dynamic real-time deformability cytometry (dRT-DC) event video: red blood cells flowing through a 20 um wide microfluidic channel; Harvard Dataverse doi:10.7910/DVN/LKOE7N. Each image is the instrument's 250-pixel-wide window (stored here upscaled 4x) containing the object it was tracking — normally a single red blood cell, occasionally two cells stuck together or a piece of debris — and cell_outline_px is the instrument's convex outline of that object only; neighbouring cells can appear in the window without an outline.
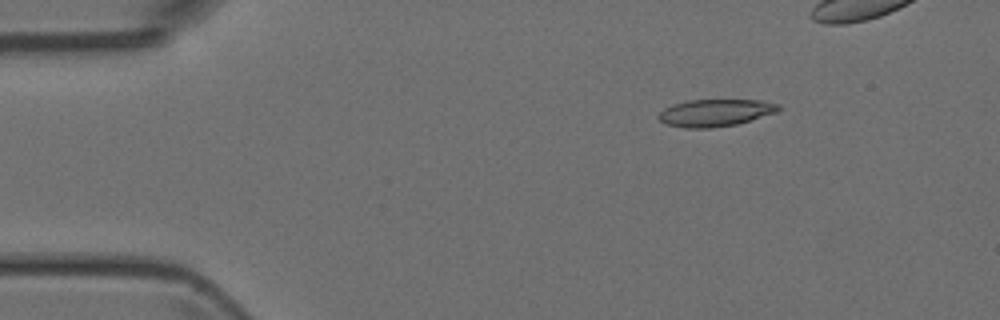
{"species": "Egyptian fruit bat (a non-hibernating species)", "species_latin": "Rousettus aegyptiacus", "temperature_condition": "room temperature", "stored_images_in_passage": 6, "camera_frame_rate_fps": 3000, "um_per_image_px": 0.085, "animal": {"sex": "female"}, "frame": {"image": 1, "passage_image": 3, "time_ms": 2.0, "image_size_px": [1000, 320], "cell_outline_px": [[780, 108], [776, 112], [736, 124], [712, 128], [684, 128], [664, 124], [656, 116], [664, 108], [672, 104], [688, 100], [760, 100], [780, 104]], "centroid_in_image_um": [60.74, 9.58], "position_along_channel_um": 24.3, "area_um2": 19.02}}